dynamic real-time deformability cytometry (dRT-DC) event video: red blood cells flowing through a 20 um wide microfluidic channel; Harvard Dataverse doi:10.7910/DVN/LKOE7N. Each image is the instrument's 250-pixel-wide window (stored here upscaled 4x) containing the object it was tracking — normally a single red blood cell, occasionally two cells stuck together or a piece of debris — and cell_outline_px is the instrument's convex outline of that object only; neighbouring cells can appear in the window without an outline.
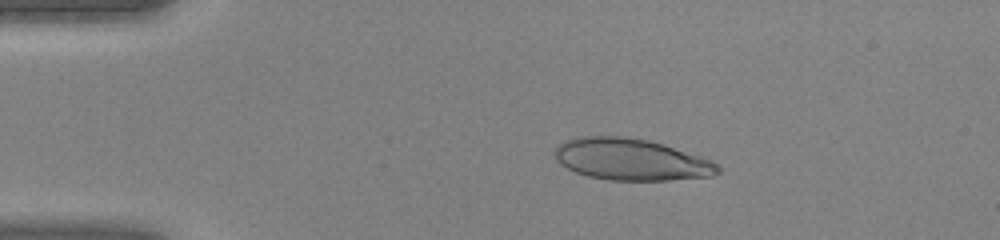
{"species": "human", "species_latin": "Homo sapiens", "temperature_condition": "warm", "stored_images_in_passage": 37, "camera_frame_rate_fps": 3000, "um_per_image_px": 0.085, "donor": {"sex": "female"}, "frame": {"image": 1, "passage_image": 1, "time_ms": 0.0, "image_size_px": [1000, 240], "cell_outline_px": [[720, 172], [712, 176], [668, 180], [612, 180], [588, 176], [576, 172], [560, 164], [556, 160], [552, 152], [564, 140], [576, 136], [624, 136], [648, 140], [712, 160], [720, 164]], "centroid_in_image_um": [53.62, 13.55], "position_along_channel_um": 31.4, "area_um2": 39.59}}
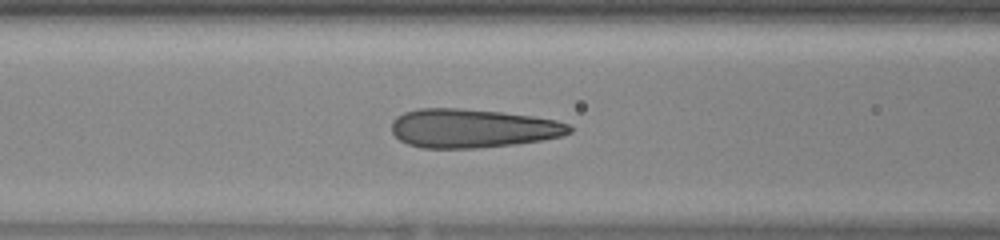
{"frame": {"image": 2, "passage_image": 11, "time_ms": 3.333, "image_size_px": [1000, 240], "cell_outline_px": [[572, 132], [564, 136], [544, 140], [516, 144], [476, 148], [420, 148], [408, 144], [400, 140], [392, 132], [392, 120], [396, 116], [404, 112], [416, 108], [460, 108], [500, 112], [532, 116], [556, 120], [568, 124], [572, 128]], "centroid_in_image_um": [40.16, 10.91], "position_along_channel_um": 126.4, "area_um2": 40.52}}
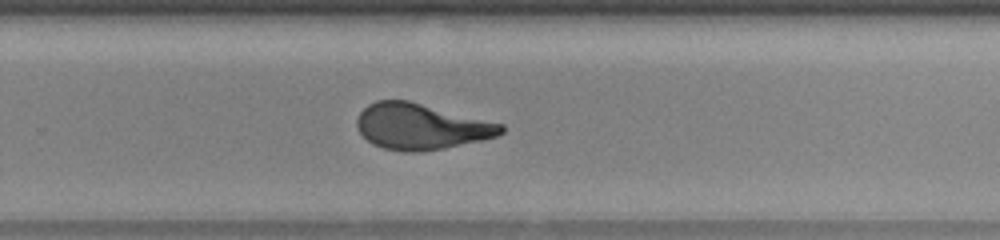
{"frame": {"image": 3, "passage_image": 22, "time_ms": 7.0, "image_size_px": [1000, 240], "cell_outline_px": [[504, 132], [496, 136], [484, 140], [444, 148], [420, 152], [404, 152], [384, 148], [372, 144], [360, 132], [356, 124], [356, 120], [360, 112], [368, 104], [376, 100], [408, 100], [504, 124]], "centroid_in_image_um": [35.79, 10.75], "position_along_channel_um": 294.0, "area_um2": 38.61}}